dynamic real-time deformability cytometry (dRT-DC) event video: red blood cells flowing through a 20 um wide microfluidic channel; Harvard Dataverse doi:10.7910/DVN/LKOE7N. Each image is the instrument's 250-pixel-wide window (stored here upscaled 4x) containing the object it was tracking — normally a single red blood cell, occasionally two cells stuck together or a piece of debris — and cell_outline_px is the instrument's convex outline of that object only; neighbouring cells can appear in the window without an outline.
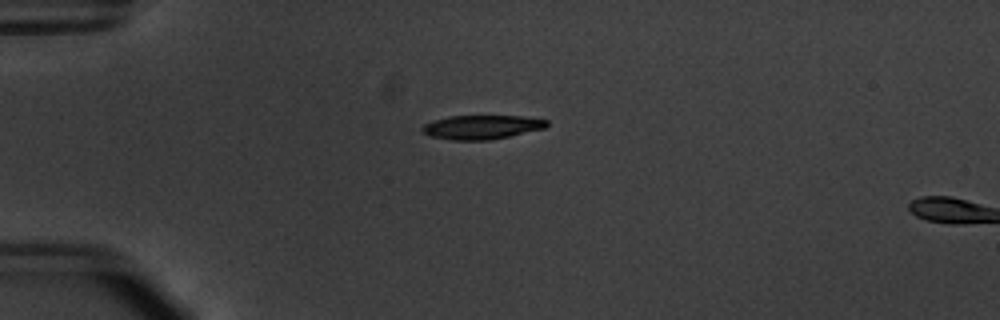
{"species": "common noctule bat (a hibernating species)", "species_latin": "Nyctalus noctula", "temperature_condition": "warm", "stored_images_in_passage": 17, "camera_frame_rate_fps": 3000, "um_per_image_px": 0.085, "animal": {"sex": "male", "body_mass_g": 20.1, "forearm_length_mm": 53.5}, "frame": {"image": 1, "passage_image": 15, "time_ms": 4.667, "image_size_px": [1000, 320], "cell_outline_px": [[548, 124], [544, 128], [508, 136], [488, 140], [452, 140], [428, 136], [420, 128], [424, 124], [432, 120], [448, 116], [524, 116], [548, 120]], "centroid_in_image_um": [40.89, 10.8], "position_along_channel_um": 44.1, "area_um2": 17.4}}